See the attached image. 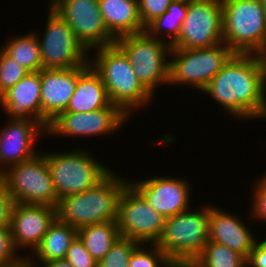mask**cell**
<instances>
[{
  "instance_id": "6da1fadb",
  "label": "cell",
  "mask_w": 266,
  "mask_h": 267,
  "mask_svg": "<svg viewBox=\"0 0 266 267\" xmlns=\"http://www.w3.org/2000/svg\"><path fill=\"white\" fill-rule=\"evenodd\" d=\"M202 91L235 119L258 118L264 107L266 64L258 54L235 53Z\"/></svg>"
},
{
  "instance_id": "7a4b0ae2",
  "label": "cell",
  "mask_w": 266,
  "mask_h": 267,
  "mask_svg": "<svg viewBox=\"0 0 266 267\" xmlns=\"http://www.w3.org/2000/svg\"><path fill=\"white\" fill-rule=\"evenodd\" d=\"M129 184L110 171L94 187L63 197L57 205V218L76 230L91 224L117 220L119 197Z\"/></svg>"
},
{
  "instance_id": "3957f363",
  "label": "cell",
  "mask_w": 266,
  "mask_h": 267,
  "mask_svg": "<svg viewBox=\"0 0 266 267\" xmlns=\"http://www.w3.org/2000/svg\"><path fill=\"white\" fill-rule=\"evenodd\" d=\"M96 51L89 63L101 76L111 104L129 116L150 102L153 95L138 80L129 59L116 44L98 47Z\"/></svg>"
},
{
  "instance_id": "277c9868",
  "label": "cell",
  "mask_w": 266,
  "mask_h": 267,
  "mask_svg": "<svg viewBox=\"0 0 266 267\" xmlns=\"http://www.w3.org/2000/svg\"><path fill=\"white\" fill-rule=\"evenodd\" d=\"M189 210L167 217L156 243L169 260L180 267H190L209 242L210 205L198 212Z\"/></svg>"
},
{
  "instance_id": "5b68a950",
  "label": "cell",
  "mask_w": 266,
  "mask_h": 267,
  "mask_svg": "<svg viewBox=\"0 0 266 267\" xmlns=\"http://www.w3.org/2000/svg\"><path fill=\"white\" fill-rule=\"evenodd\" d=\"M223 42L235 53L259 54L266 43L262 0H221Z\"/></svg>"
},
{
  "instance_id": "8992f818",
  "label": "cell",
  "mask_w": 266,
  "mask_h": 267,
  "mask_svg": "<svg viewBox=\"0 0 266 267\" xmlns=\"http://www.w3.org/2000/svg\"><path fill=\"white\" fill-rule=\"evenodd\" d=\"M43 152L54 183L58 202L63 197L79 194L99 183L109 172L100 161L85 150Z\"/></svg>"
},
{
  "instance_id": "52a82bcc",
  "label": "cell",
  "mask_w": 266,
  "mask_h": 267,
  "mask_svg": "<svg viewBox=\"0 0 266 267\" xmlns=\"http://www.w3.org/2000/svg\"><path fill=\"white\" fill-rule=\"evenodd\" d=\"M134 69L138 80L152 94L159 84L169 83L171 45L168 41L150 37L146 32L125 35L115 40Z\"/></svg>"
},
{
  "instance_id": "ba28073f",
  "label": "cell",
  "mask_w": 266,
  "mask_h": 267,
  "mask_svg": "<svg viewBox=\"0 0 266 267\" xmlns=\"http://www.w3.org/2000/svg\"><path fill=\"white\" fill-rule=\"evenodd\" d=\"M3 183L15 203L57 208L56 190L42 152L5 169Z\"/></svg>"
},
{
  "instance_id": "9c48e42d",
  "label": "cell",
  "mask_w": 266,
  "mask_h": 267,
  "mask_svg": "<svg viewBox=\"0 0 266 267\" xmlns=\"http://www.w3.org/2000/svg\"><path fill=\"white\" fill-rule=\"evenodd\" d=\"M170 54L169 84H187L202 91L235 52L222 42L202 49L170 48Z\"/></svg>"
},
{
  "instance_id": "30bf717a",
  "label": "cell",
  "mask_w": 266,
  "mask_h": 267,
  "mask_svg": "<svg viewBox=\"0 0 266 267\" xmlns=\"http://www.w3.org/2000/svg\"><path fill=\"white\" fill-rule=\"evenodd\" d=\"M165 220L130 184L124 188L116 220L120 237L140 244H156L163 233Z\"/></svg>"
},
{
  "instance_id": "8fae6325",
  "label": "cell",
  "mask_w": 266,
  "mask_h": 267,
  "mask_svg": "<svg viewBox=\"0 0 266 267\" xmlns=\"http://www.w3.org/2000/svg\"><path fill=\"white\" fill-rule=\"evenodd\" d=\"M223 42L221 0H196L188 3L180 34L171 48L202 49Z\"/></svg>"
},
{
  "instance_id": "7c38bea8",
  "label": "cell",
  "mask_w": 266,
  "mask_h": 267,
  "mask_svg": "<svg viewBox=\"0 0 266 267\" xmlns=\"http://www.w3.org/2000/svg\"><path fill=\"white\" fill-rule=\"evenodd\" d=\"M43 36V39L38 37L43 69L90 66V57H87L89 51L51 8Z\"/></svg>"
},
{
  "instance_id": "4fadbf2b",
  "label": "cell",
  "mask_w": 266,
  "mask_h": 267,
  "mask_svg": "<svg viewBox=\"0 0 266 267\" xmlns=\"http://www.w3.org/2000/svg\"><path fill=\"white\" fill-rule=\"evenodd\" d=\"M51 2V3H50ZM49 7L73 30L87 50L115 44L99 10L98 0H50Z\"/></svg>"
},
{
  "instance_id": "5bb4252c",
  "label": "cell",
  "mask_w": 266,
  "mask_h": 267,
  "mask_svg": "<svg viewBox=\"0 0 266 267\" xmlns=\"http://www.w3.org/2000/svg\"><path fill=\"white\" fill-rule=\"evenodd\" d=\"M127 117L130 116L114 104L91 112L63 111L50 122L46 133L66 137L109 135L120 129Z\"/></svg>"
},
{
  "instance_id": "9a60e30c",
  "label": "cell",
  "mask_w": 266,
  "mask_h": 267,
  "mask_svg": "<svg viewBox=\"0 0 266 267\" xmlns=\"http://www.w3.org/2000/svg\"><path fill=\"white\" fill-rule=\"evenodd\" d=\"M89 66L40 70L41 124L47 129L61 112L66 111L78 77Z\"/></svg>"
},
{
  "instance_id": "2e32d148",
  "label": "cell",
  "mask_w": 266,
  "mask_h": 267,
  "mask_svg": "<svg viewBox=\"0 0 266 267\" xmlns=\"http://www.w3.org/2000/svg\"><path fill=\"white\" fill-rule=\"evenodd\" d=\"M129 184L165 218L190 209V184L183 178L160 176Z\"/></svg>"
},
{
  "instance_id": "e0dca14e",
  "label": "cell",
  "mask_w": 266,
  "mask_h": 267,
  "mask_svg": "<svg viewBox=\"0 0 266 267\" xmlns=\"http://www.w3.org/2000/svg\"><path fill=\"white\" fill-rule=\"evenodd\" d=\"M0 131V169L32 159L38 134L46 133V128L36 120L9 119ZM3 166V167H2Z\"/></svg>"
},
{
  "instance_id": "ac0fdd59",
  "label": "cell",
  "mask_w": 266,
  "mask_h": 267,
  "mask_svg": "<svg viewBox=\"0 0 266 267\" xmlns=\"http://www.w3.org/2000/svg\"><path fill=\"white\" fill-rule=\"evenodd\" d=\"M56 218L54 207L15 203L10 228L16 247L19 250L31 247L34 252Z\"/></svg>"
},
{
  "instance_id": "d6986e66",
  "label": "cell",
  "mask_w": 266,
  "mask_h": 267,
  "mask_svg": "<svg viewBox=\"0 0 266 267\" xmlns=\"http://www.w3.org/2000/svg\"><path fill=\"white\" fill-rule=\"evenodd\" d=\"M40 71L29 72L0 96V105L11 119L41 123Z\"/></svg>"
},
{
  "instance_id": "ffe728a7",
  "label": "cell",
  "mask_w": 266,
  "mask_h": 267,
  "mask_svg": "<svg viewBox=\"0 0 266 267\" xmlns=\"http://www.w3.org/2000/svg\"><path fill=\"white\" fill-rule=\"evenodd\" d=\"M238 219L236 216L211 205L209 241L225 245L247 259L257 239L251 230Z\"/></svg>"
},
{
  "instance_id": "44dd1931",
  "label": "cell",
  "mask_w": 266,
  "mask_h": 267,
  "mask_svg": "<svg viewBox=\"0 0 266 267\" xmlns=\"http://www.w3.org/2000/svg\"><path fill=\"white\" fill-rule=\"evenodd\" d=\"M98 5L105 26L115 39L145 32L138 0H98Z\"/></svg>"
},
{
  "instance_id": "7402d4cb",
  "label": "cell",
  "mask_w": 266,
  "mask_h": 267,
  "mask_svg": "<svg viewBox=\"0 0 266 267\" xmlns=\"http://www.w3.org/2000/svg\"><path fill=\"white\" fill-rule=\"evenodd\" d=\"M111 104L101 76L90 65L77 79L66 111L91 112Z\"/></svg>"
},
{
  "instance_id": "603a6c76",
  "label": "cell",
  "mask_w": 266,
  "mask_h": 267,
  "mask_svg": "<svg viewBox=\"0 0 266 267\" xmlns=\"http://www.w3.org/2000/svg\"><path fill=\"white\" fill-rule=\"evenodd\" d=\"M76 237L77 230L75 228L56 218L43 236L39 246L32 252L34 253L33 257H37V260L35 261V258L32 259L30 256H27V259L33 267L39 266L38 263L42 265L52 260L65 259L66 253Z\"/></svg>"
},
{
  "instance_id": "cb8c5ba5",
  "label": "cell",
  "mask_w": 266,
  "mask_h": 267,
  "mask_svg": "<svg viewBox=\"0 0 266 267\" xmlns=\"http://www.w3.org/2000/svg\"><path fill=\"white\" fill-rule=\"evenodd\" d=\"M77 236L97 262L110 251L111 246L120 238L115 221L84 226L77 230Z\"/></svg>"
},
{
  "instance_id": "d4e9b609",
  "label": "cell",
  "mask_w": 266,
  "mask_h": 267,
  "mask_svg": "<svg viewBox=\"0 0 266 267\" xmlns=\"http://www.w3.org/2000/svg\"><path fill=\"white\" fill-rule=\"evenodd\" d=\"M37 34L15 36L5 43L2 50L29 72L43 69Z\"/></svg>"
},
{
  "instance_id": "484cf974",
  "label": "cell",
  "mask_w": 266,
  "mask_h": 267,
  "mask_svg": "<svg viewBox=\"0 0 266 267\" xmlns=\"http://www.w3.org/2000/svg\"><path fill=\"white\" fill-rule=\"evenodd\" d=\"M187 9L188 2L173 0L163 15L155 18L145 27V32L150 37L163 40L162 32L164 33L163 30L168 29L165 31V33L166 35L170 36L171 39L168 41V43L172 45L180 34L182 23L186 17Z\"/></svg>"
},
{
  "instance_id": "4316f807",
  "label": "cell",
  "mask_w": 266,
  "mask_h": 267,
  "mask_svg": "<svg viewBox=\"0 0 266 267\" xmlns=\"http://www.w3.org/2000/svg\"><path fill=\"white\" fill-rule=\"evenodd\" d=\"M247 259L238 252L216 242H208L190 267H247Z\"/></svg>"
},
{
  "instance_id": "83f0119b",
  "label": "cell",
  "mask_w": 266,
  "mask_h": 267,
  "mask_svg": "<svg viewBox=\"0 0 266 267\" xmlns=\"http://www.w3.org/2000/svg\"><path fill=\"white\" fill-rule=\"evenodd\" d=\"M152 249L143 250L144 244H139L132 252L129 267H180L174 265L167 255L156 245L150 244ZM141 246H143L141 248Z\"/></svg>"
},
{
  "instance_id": "f1b7e54d",
  "label": "cell",
  "mask_w": 266,
  "mask_h": 267,
  "mask_svg": "<svg viewBox=\"0 0 266 267\" xmlns=\"http://www.w3.org/2000/svg\"><path fill=\"white\" fill-rule=\"evenodd\" d=\"M139 244L135 240L120 237L98 262V267H129L130 256Z\"/></svg>"
},
{
  "instance_id": "f546056e",
  "label": "cell",
  "mask_w": 266,
  "mask_h": 267,
  "mask_svg": "<svg viewBox=\"0 0 266 267\" xmlns=\"http://www.w3.org/2000/svg\"><path fill=\"white\" fill-rule=\"evenodd\" d=\"M29 73L23 66L0 51V96L12 86H15Z\"/></svg>"
},
{
  "instance_id": "4dcf8cb0",
  "label": "cell",
  "mask_w": 266,
  "mask_h": 267,
  "mask_svg": "<svg viewBox=\"0 0 266 267\" xmlns=\"http://www.w3.org/2000/svg\"><path fill=\"white\" fill-rule=\"evenodd\" d=\"M17 250L11 228H0V267H13L27 259L17 255Z\"/></svg>"
},
{
  "instance_id": "1f68e13d",
  "label": "cell",
  "mask_w": 266,
  "mask_h": 267,
  "mask_svg": "<svg viewBox=\"0 0 266 267\" xmlns=\"http://www.w3.org/2000/svg\"><path fill=\"white\" fill-rule=\"evenodd\" d=\"M65 259L73 267H98V262L85 249L84 243L78 236L71 243Z\"/></svg>"
},
{
  "instance_id": "d6a6232c",
  "label": "cell",
  "mask_w": 266,
  "mask_h": 267,
  "mask_svg": "<svg viewBox=\"0 0 266 267\" xmlns=\"http://www.w3.org/2000/svg\"><path fill=\"white\" fill-rule=\"evenodd\" d=\"M173 0H138L139 17L146 27L155 18L163 15Z\"/></svg>"
},
{
  "instance_id": "836d02e7",
  "label": "cell",
  "mask_w": 266,
  "mask_h": 267,
  "mask_svg": "<svg viewBox=\"0 0 266 267\" xmlns=\"http://www.w3.org/2000/svg\"><path fill=\"white\" fill-rule=\"evenodd\" d=\"M255 187V188H254ZM253 204L251 207L253 218L266 221V175L262 176V179L256 180L254 184Z\"/></svg>"
},
{
  "instance_id": "e575fe53",
  "label": "cell",
  "mask_w": 266,
  "mask_h": 267,
  "mask_svg": "<svg viewBox=\"0 0 266 267\" xmlns=\"http://www.w3.org/2000/svg\"><path fill=\"white\" fill-rule=\"evenodd\" d=\"M15 202L7 192L3 182L0 183V228L10 227L11 214Z\"/></svg>"
},
{
  "instance_id": "d590c367",
  "label": "cell",
  "mask_w": 266,
  "mask_h": 267,
  "mask_svg": "<svg viewBox=\"0 0 266 267\" xmlns=\"http://www.w3.org/2000/svg\"><path fill=\"white\" fill-rule=\"evenodd\" d=\"M246 263L247 267H266V238L255 243Z\"/></svg>"
},
{
  "instance_id": "8d00e7d4",
  "label": "cell",
  "mask_w": 266,
  "mask_h": 267,
  "mask_svg": "<svg viewBox=\"0 0 266 267\" xmlns=\"http://www.w3.org/2000/svg\"><path fill=\"white\" fill-rule=\"evenodd\" d=\"M42 267H73L66 259L52 260L46 262Z\"/></svg>"
},
{
  "instance_id": "74e56055",
  "label": "cell",
  "mask_w": 266,
  "mask_h": 267,
  "mask_svg": "<svg viewBox=\"0 0 266 267\" xmlns=\"http://www.w3.org/2000/svg\"><path fill=\"white\" fill-rule=\"evenodd\" d=\"M265 15H266V13H265ZM258 55H259L260 59L266 64V43Z\"/></svg>"
},
{
  "instance_id": "f35d334b",
  "label": "cell",
  "mask_w": 266,
  "mask_h": 267,
  "mask_svg": "<svg viewBox=\"0 0 266 267\" xmlns=\"http://www.w3.org/2000/svg\"><path fill=\"white\" fill-rule=\"evenodd\" d=\"M13 267H33V266L30 264V262L28 261V259H26L21 264H18V265L13 266Z\"/></svg>"
},
{
  "instance_id": "ab89813d",
  "label": "cell",
  "mask_w": 266,
  "mask_h": 267,
  "mask_svg": "<svg viewBox=\"0 0 266 267\" xmlns=\"http://www.w3.org/2000/svg\"><path fill=\"white\" fill-rule=\"evenodd\" d=\"M3 182V171L0 169V183Z\"/></svg>"
},
{
  "instance_id": "60d3db41",
  "label": "cell",
  "mask_w": 266,
  "mask_h": 267,
  "mask_svg": "<svg viewBox=\"0 0 266 267\" xmlns=\"http://www.w3.org/2000/svg\"><path fill=\"white\" fill-rule=\"evenodd\" d=\"M262 4H263V7H264V12L266 13V0H262Z\"/></svg>"
},
{
  "instance_id": "b9f144b4",
  "label": "cell",
  "mask_w": 266,
  "mask_h": 267,
  "mask_svg": "<svg viewBox=\"0 0 266 267\" xmlns=\"http://www.w3.org/2000/svg\"><path fill=\"white\" fill-rule=\"evenodd\" d=\"M179 1H185V2H193V1H196V0H179Z\"/></svg>"
}]
</instances>
